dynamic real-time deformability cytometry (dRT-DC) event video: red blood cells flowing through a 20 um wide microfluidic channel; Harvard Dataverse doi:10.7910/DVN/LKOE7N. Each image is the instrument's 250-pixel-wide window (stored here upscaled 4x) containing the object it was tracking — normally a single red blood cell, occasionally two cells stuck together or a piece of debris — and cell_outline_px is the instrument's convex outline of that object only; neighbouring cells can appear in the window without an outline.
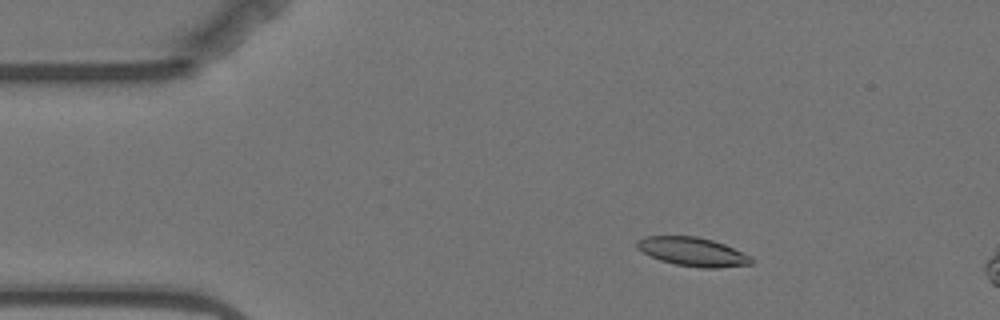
{"species": "Egyptian fruit bat (a non-hibernating species)", "species_latin": "Rousettus aegyptiacus", "temperature_condition": "warm", "stored_images_in_passage": 3, "camera_frame_rate_fps": 3000, "um_per_image_px": 0.085, "animal": {"sex": "female"}, "frame": {"image": 1, "passage_image": 2, "time_ms": 1.0, "image_size_px": [1000, 320], "cell_outline_px": [[756, 260], [752, 264], [720, 268], [700, 268], [676, 264], [660, 260], [636, 248], [636, 240], [644, 236], [696, 236], [712, 240], [724, 244], [752, 256]], "centroid_in_image_um": [58.92, 21.4], "position_along_channel_um": 26.1, "area_um2": 19.31}}